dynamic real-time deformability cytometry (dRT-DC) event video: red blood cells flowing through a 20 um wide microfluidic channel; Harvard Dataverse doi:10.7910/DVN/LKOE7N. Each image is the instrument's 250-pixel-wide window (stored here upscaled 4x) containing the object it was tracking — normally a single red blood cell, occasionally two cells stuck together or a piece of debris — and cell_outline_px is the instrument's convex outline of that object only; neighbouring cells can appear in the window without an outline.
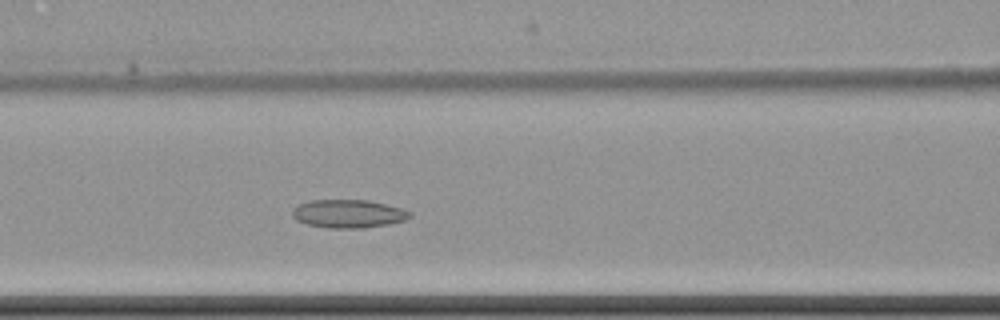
{"species": "common noctule bat (a hibernating species)", "species_latin": "Nyctalus noctula", "temperature_condition": "cold", "stored_images_in_passage": 5, "camera_frame_rate_fps": 3000, "um_per_image_px": 0.085, "animal": {"sex": "female", "body_mass_g": 22.7, "forearm_length_mm": 54.2}, "frame": {"image": 1, "passage_image": 5, "time_ms": 4.667, "image_size_px": [1000, 320], "cell_outline_px": [[412, 216], [404, 220], [388, 224], [364, 228], [328, 228], [308, 224], [296, 220], [292, 216], [292, 208], [296, 204], [308, 200], [368, 200], [400, 208], [412, 212]], "centroid_in_image_um": [29.56, 18.16], "position_along_channel_um": 137.0, "area_um2": 19.42}}